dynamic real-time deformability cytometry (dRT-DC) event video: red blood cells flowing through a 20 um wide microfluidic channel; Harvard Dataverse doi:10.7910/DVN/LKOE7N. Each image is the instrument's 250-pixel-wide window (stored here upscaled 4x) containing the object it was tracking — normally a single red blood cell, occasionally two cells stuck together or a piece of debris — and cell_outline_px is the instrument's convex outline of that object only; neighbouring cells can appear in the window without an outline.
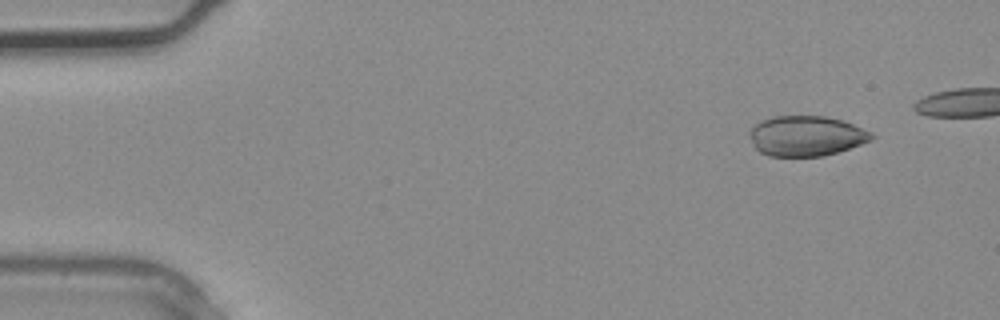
{"species": "common noctule bat (a hibernating species)", "species_latin": "Nyctalus noctula", "temperature_condition": "warm", "stored_images_in_passage": 4, "camera_frame_rate_fps": 3000, "um_per_image_px": 0.085, "animal": {"sex": "male", "body_mass_g": 20.4}, "frame": {"image": 1, "passage_image": 1, "time_ms": 0.0, "image_size_px": [1000, 320], "cell_outline_px": [[876, 136], [872, 140], [824, 156], [768, 156], [760, 152], [756, 148], [748, 136], [748, 132], [756, 124], [772, 116], [824, 116], [840, 120], [852, 124], [872, 132]], "centroid_in_image_um": [68.51, 11.56], "position_along_channel_um": 16.5, "area_um2": 28.44}}
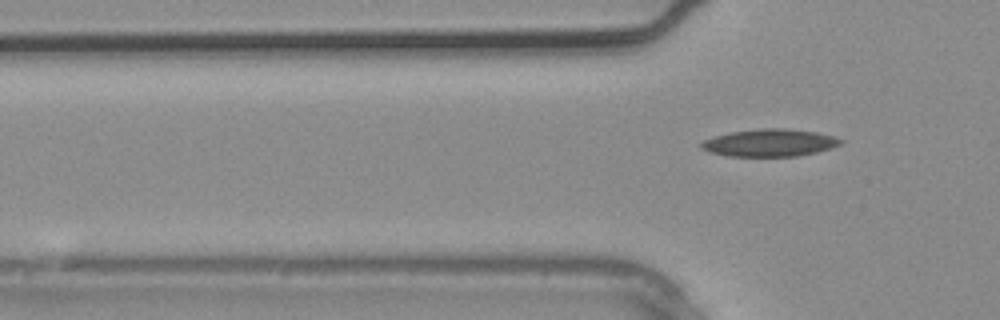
{"frame": {"image": 2, "passage_image": 4, "time_ms": 1.0, "image_size_px": [1000, 320], "cell_outline_px": [[844, 140], [840, 144], [816, 152], [796, 156], [728, 156], [708, 152], [700, 148], [700, 144], [704, 140], [712, 136], [732, 132], [760, 128], [784, 128], [816, 132], [832, 136]], "centroid_in_image_um": [65.36, 12.13], "position_along_channel_um": 60.4, "area_um2": 22.14}}